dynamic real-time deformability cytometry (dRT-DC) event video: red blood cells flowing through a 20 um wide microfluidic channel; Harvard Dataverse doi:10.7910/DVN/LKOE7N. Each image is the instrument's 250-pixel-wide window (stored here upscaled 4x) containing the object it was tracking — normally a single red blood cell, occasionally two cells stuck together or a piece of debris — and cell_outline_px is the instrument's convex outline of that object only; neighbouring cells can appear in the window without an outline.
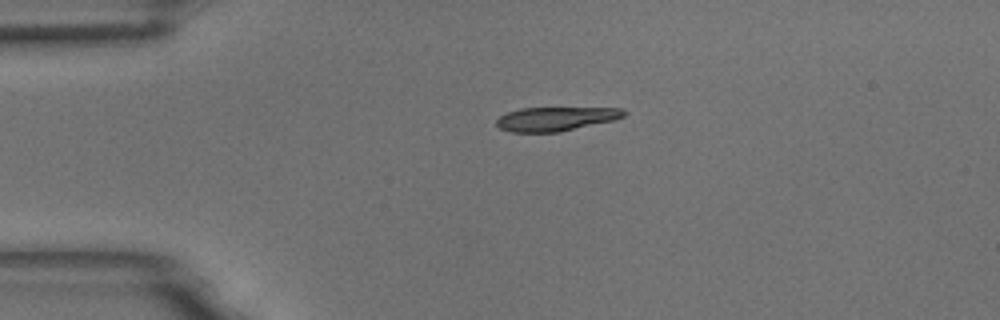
{"species": "common noctule bat (a hibernating species)", "species_latin": "Nyctalus noctula", "temperature_condition": "room temperature", "stored_images_in_passage": 2, "camera_frame_rate_fps": 3000, "um_per_image_px": 0.085, "animal": {"sex": "male", "body_mass_g": 18.8}, "frame": {"image": 1, "passage_image": 1, "time_ms": 0.0, "image_size_px": [1000, 320], "cell_outline_px": [[628, 112], [624, 116], [612, 120], [560, 132], [512, 132], [500, 128], [496, 124], [496, 120], [500, 116], [508, 112], [520, 108], [624, 108]], "centroid_in_image_um": [47.24, 10.1], "position_along_channel_um": 37.8, "area_um2": 17.69}}
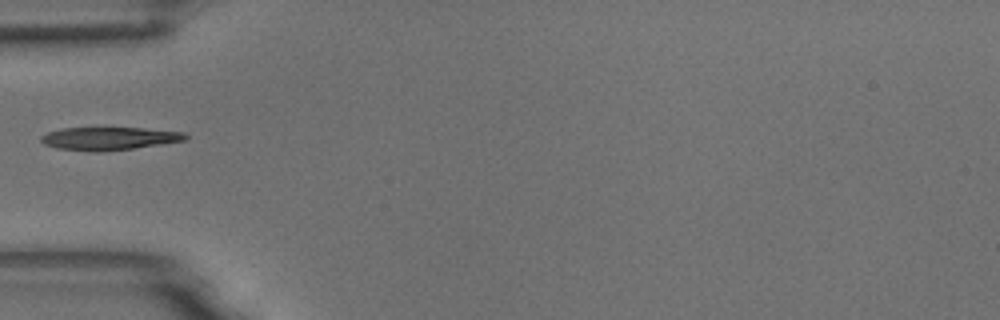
{"frame": {"image": 2, "passage_image": 2, "time_ms": 0.333, "image_size_px": [1000, 320], "cell_outline_px": [[188, 140], [132, 148], [100, 152], [92, 152], [56, 148], [44, 144], [40, 140], [40, 136], [48, 132], [60, 128], [144, 128], [184, 132], [188, 136]], "centroid_in_image_um": [9.26, 11.77], "position_along_channel_um": 75.7, "area_um2": 19.36}}